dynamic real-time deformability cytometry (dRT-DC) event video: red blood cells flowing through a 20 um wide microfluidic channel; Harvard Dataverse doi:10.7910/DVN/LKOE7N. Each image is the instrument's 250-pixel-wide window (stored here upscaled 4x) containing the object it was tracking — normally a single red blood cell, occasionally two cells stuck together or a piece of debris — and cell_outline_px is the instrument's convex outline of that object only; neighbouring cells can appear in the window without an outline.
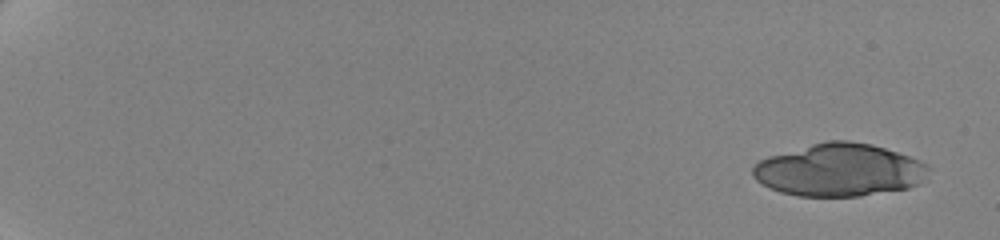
{"species": "human", "species_latin": "Homo sapiens", "temperature_condition": "cold", "stored_images_in_passage": 12, "camera_frame_rate_fps": 3000, "um_per_image_px": 0.085, "donor": {"sex": "female"}, "frame": {"image": 1, "passage_image": 1, "time_ms": 0.0, "image_size_px": [1000, 240], "cell_outline_px": [[932, 168], [916, 184], [908, 188], [860, 196], [800, 196], [780, 192], [756, 180], [752, 176], [752, 168], [760, 160], [768, 156], [824, 140], [848, 140], [872, 144], [920, 160], [928, 164]], "centroid_in_image_um": [71.33, 14.44], "position_along_channel_um": 13.7, "area_um2": 53.81}}
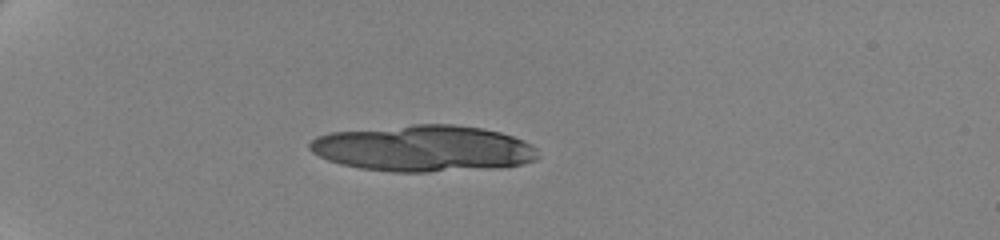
{"frame": {"image": 2, "passage_image": 8, "time_ms": 5.333, "image_size_px": [1000, 240], "cell_outline_px": [[536, 160], [524, 164], [500, 168], [428, 172], [392, 172], [360, 168], [340, 164], [328, 160], [312, 152], [308, 148], [308, 144], [316, 136], [332, 132], [412, 124], [456, 124], [484, 128], [500, 132], [524, 140], [532, 144], [536, 148]], "centroid_in_image_um": [36.01, 12.62], "position_along_channel_um": 49.0, "area_um2": 62.19}}
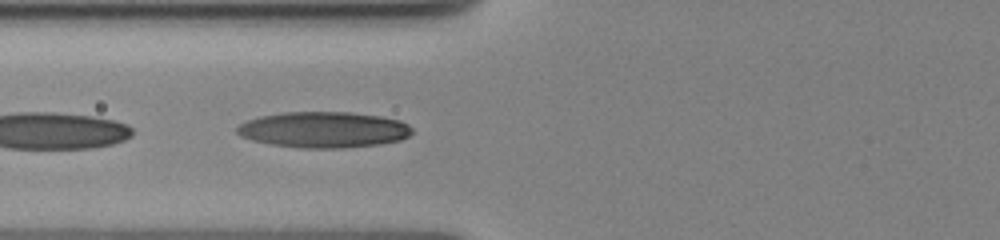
{"frame": {"image": 3, "passage_image": 12, "time_ms": 8.333, "image_size_px": [1000, 240], "cell_outline_px": [[412, 132], [408, 136], [400, 140], [380, 144], [344, 148], [300, 148], [272, 144], [252, 140], [240, 136], [236, 132], [236, 128], [240, 124], [248, 120], [260, 116], [284, 112], [348, 112], [380, 116], [400, 120], [408, 124], [412, 128]], "centroid_in_image_um": [27.52, 11.02], "position_along_channel_um": 98.3, "area_um2": 36.7}}